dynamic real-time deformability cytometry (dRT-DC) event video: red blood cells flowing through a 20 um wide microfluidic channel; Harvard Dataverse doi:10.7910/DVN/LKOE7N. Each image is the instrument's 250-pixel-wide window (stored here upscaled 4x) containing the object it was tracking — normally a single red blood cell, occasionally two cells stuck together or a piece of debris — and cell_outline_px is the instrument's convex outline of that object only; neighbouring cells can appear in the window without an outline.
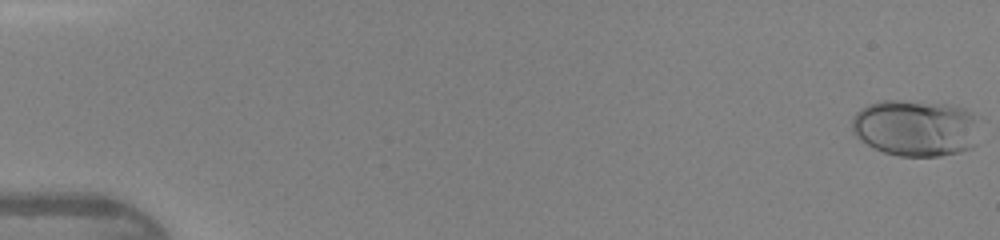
{"species": "human", "species_latin": "Homo sapiens", "temperature_condition": "warm", "stored_images_in_passage": 47, "camera_frame_rate_fps": 3000, "um_per_image_px": 0.085, "donor": {"sex": "female"}, "frame": {"image": 1, "passage_image": 1, "time_ms": 0.0, "image_size_px": [1000, 240], "cell_outline_px": [[976, 144], [972, 148], [960, 152], [940, 156], [900, 156], [884, 152], [860, 140], [856, 136], [852, 128], [852, 116], [860, 108], [868, 104], [880, 100], [896, 100], [948, 104], [964, 108], [972, 112], [976, 116]], "centroid_in_image_um": [77.82, 10.87], "position_along_channel_um": 7.2, "area_um2": 42.25}}
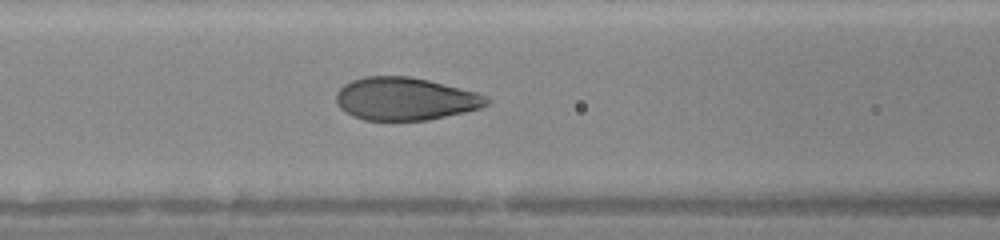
{"frame": {"image": 2, "passage_image": 21, "time_ms": 6.667, "image_size_px": [1000, 240], "cell_outline_px": [[492, 100], [488, 104], [480, 108], [464, 112], [428, 120], [364, 120], [352, 116], [340, 108], [336, 104], [336, 92], [344, 84], [352, 80], [364, 76], [408, 76], [428, 80], [476, 92], [488, 96]], "centroid_in_image_um": [34.43, 8.4], "position_along_channel_um": 132.2, "area_um2": 37.63}}
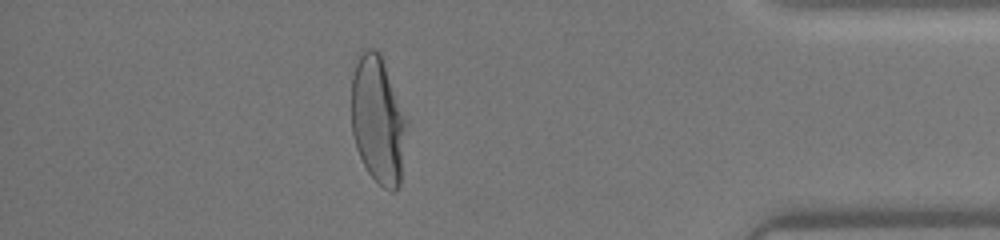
{"frame": {"image": 3, "passage_image": 42, "time_ms": 13.667, "image_size_px": [1000, 240], "cell_outline_px": [[404, 128], [400, 184], [396, 192], [392, 192], [384, 188], [368, 172], [356, 148], [352, 132], [352, 76], [360, 52], [364, 48], [372, 48], [380, 52], [404, 120]], "centroid_in_image_um": [32.06, 10.21], "position_along_channel_um": 403.1, "area_um2": 39.48}, "authors_computed_cell_mechanics": {"area_um2": 38.726, "velocity_mm_per_s": 4.3479, "shape_relaxation_time_tau1_ms": 2.8835, "shape_relaxation_time_tau2_ms": null, "deformation_change_tau1": 0.1615, "deformation_change_tau2": null}}